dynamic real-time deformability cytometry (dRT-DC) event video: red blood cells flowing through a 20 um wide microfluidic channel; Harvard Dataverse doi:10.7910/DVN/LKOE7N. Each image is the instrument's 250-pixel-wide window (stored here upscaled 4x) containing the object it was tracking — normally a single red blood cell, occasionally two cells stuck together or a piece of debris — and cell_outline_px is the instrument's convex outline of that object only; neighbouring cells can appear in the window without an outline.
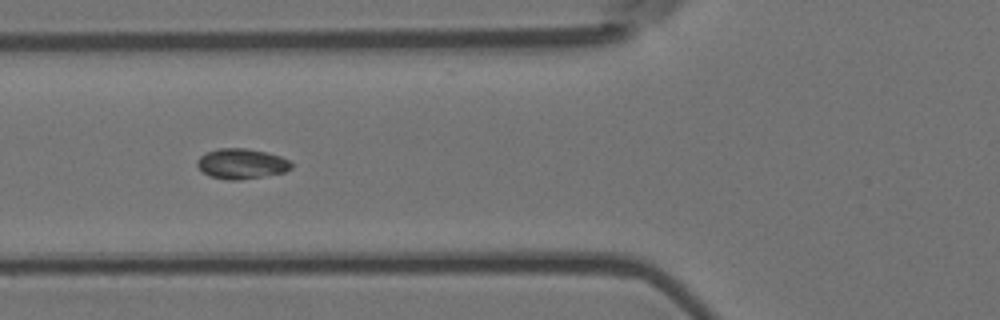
{"species": "Egyptian fruit bat (a non-hibernating species)", "species_latin": "Rousettus aegyptiacus", "temperature_condition": "room temperature", "stored_images_in_passage": 8, "camera_frame_rate_fps": 3000, "um_per_image_px": 0.085, "animal": {"sex": "female"}, "frame": {"image": 1, "passage_image": 6, "time_ms": 1.667, "image_size_px": [1000, 320], "cell_outline_px": [[292, 168], [284, 172], [240, 180], [228, 180], [208, 176], [196, 164], [196, 160], [200, 156], [208, 152], [220, 148], [244, 148], [268, 152], [280, 156], [288, 160], [292, 164]], "centroid_in_image_um": [20.52, 13.92], "position_along_channel_um": 105.3, "area_um2": 16.53}}
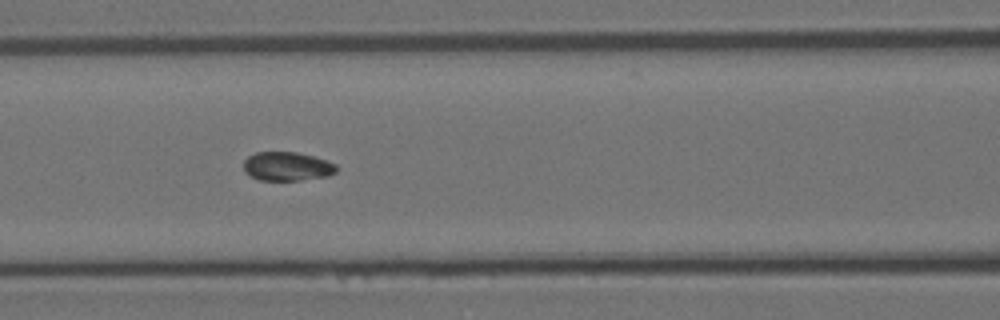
{"frame": {"image": 2, "passage_image": 7, "time_ms": 2.0, "image_size_px": [1000, 320], "cell_outline_px": [[336, 172], [328, 176], [300, 180], [260, 180], [244, 172], [244, 160], [248, 156], [256, 152], [296, 152], [312, 156], [336, 164]], "centroid_in_image_um": [24.38, 14.14], "position_along_channel_um": 142.2, "area_um2": 15.49}}
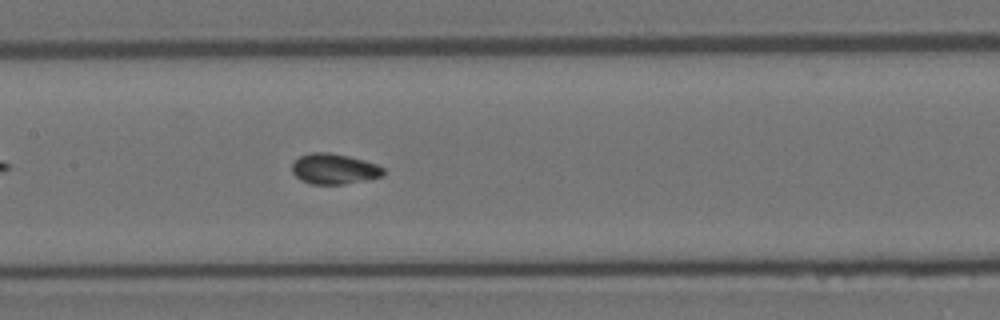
{"frame": {"image": 3, "passage_image": 8, "time_ms": 2.333, "image_size_px": [1000, 320], "cell_outline_px": [[384, 176], [344, 184], [312, 184], [300, 180], [292, 172], [292, 164], [300, 156], [312, 152], [328, 152], [348, 156], [364, 160], [376, 164], [384, 168]], "centroid_in_image_um": [28.4, 14.36], "position_along_channel_um": 179.0, "area_um2": 16.18}}